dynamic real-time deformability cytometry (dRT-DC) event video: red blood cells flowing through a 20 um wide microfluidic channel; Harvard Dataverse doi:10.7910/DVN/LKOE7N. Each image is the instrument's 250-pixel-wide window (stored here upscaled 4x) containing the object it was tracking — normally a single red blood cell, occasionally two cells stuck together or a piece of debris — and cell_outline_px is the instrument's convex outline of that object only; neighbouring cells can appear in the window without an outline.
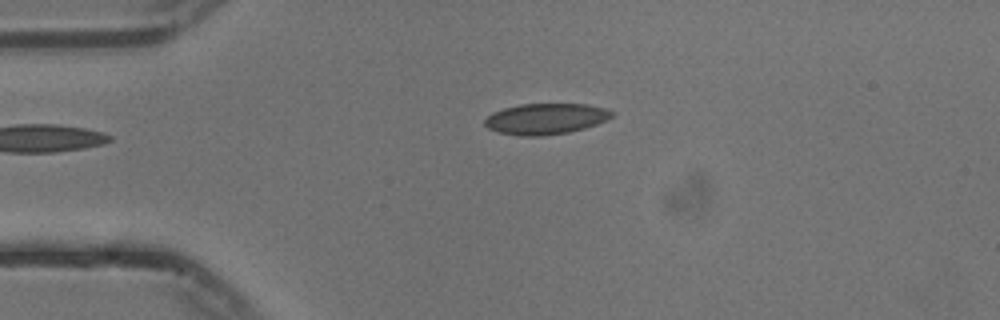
{"species": "common noctule bat (a hibernating species)", "species_latin": "Nyctalus noctula", "temperature_condition": "cold", "stored_images_in_passage": 43, "camera_frame_rate_fps": 3000, "um_per_image_px": 0.085, "animal": {"sex": "male", "body_mass_g": 13.3}, "frame": {"image": 1, "passage_image": 1, "time_ms": 0.0, "image_size_px": [1000, 320], "cell_outline_px": [[616, 112], [612, 116], [596, 124], [584, 128], [568, 132], [540, 136], [520, 136], [500, 132], [488, 128], [484, 124], [484, 120], [492, 112], [504, 108], [520, 104], [588, 104], [604, 108]], "centroid_in_image_um": [46.37, 10.09], "position_along_channel_um": 38.6, "area_um2": 22.77}}
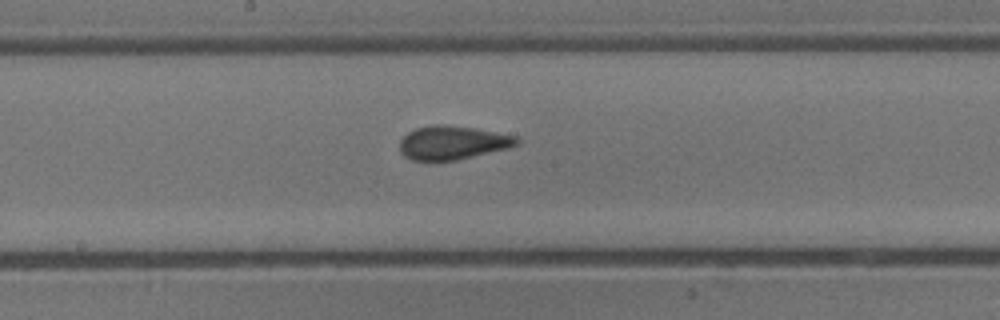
{"frame": {"image": 2, "passage_image": 17, "time_ms": 5.333, "image_size_px": [1000, 320], "cell_outline_px": [[520, 144], [508, 148], [456, 160], [412, 160], [404, 156], [400, 152], [400, 140], [408, 132], [416, 128], [432, 124], [444, 124], [476, 128], [520, 136]], "centroid_in_image_um": [38.5, 12.11], "position_along_channel_um": 209.7, "area_um2": 23.18}}
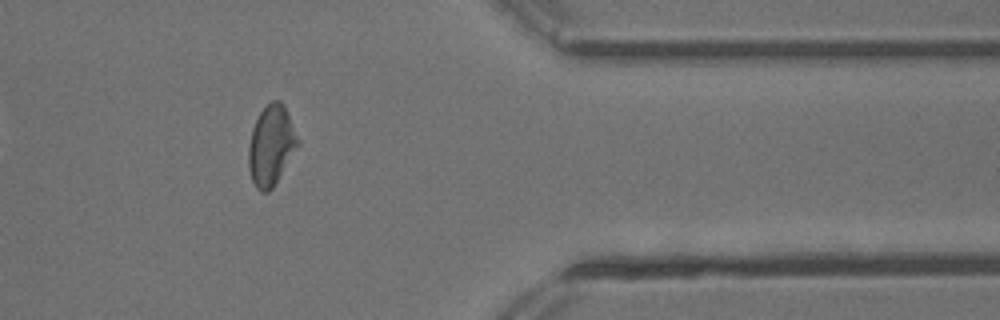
{"frame": {"image": 3, "passage_image": 33, "time_ms": 10.667, "image_size_px": [1000, 320], "cell_outline_px": [[300, 144], [272, 188], [268, 192], [260, 192], [256, 188], [252, 180], [248, 168], [248, 148], [252, 128], [260, 112], [272, 100], [280, 100], [284, 104], [300, 140]], "centroid_in_image_um": [23.05, 12.36], "position_along_channel_um": 388.3, "area_um2": 23.06}, "authors_computed_cell_mechanics": {"area_um2": 22.9466, "velocity_mm_per_s": 3.7329, "shape_relaxation_time_tau1_ms": 9.5826, "shape_relaxation_time_tau2_ms": 1.5993, "deformation_change_tau1": 0.1263, "deformation_change_tau2": 0.0579}}